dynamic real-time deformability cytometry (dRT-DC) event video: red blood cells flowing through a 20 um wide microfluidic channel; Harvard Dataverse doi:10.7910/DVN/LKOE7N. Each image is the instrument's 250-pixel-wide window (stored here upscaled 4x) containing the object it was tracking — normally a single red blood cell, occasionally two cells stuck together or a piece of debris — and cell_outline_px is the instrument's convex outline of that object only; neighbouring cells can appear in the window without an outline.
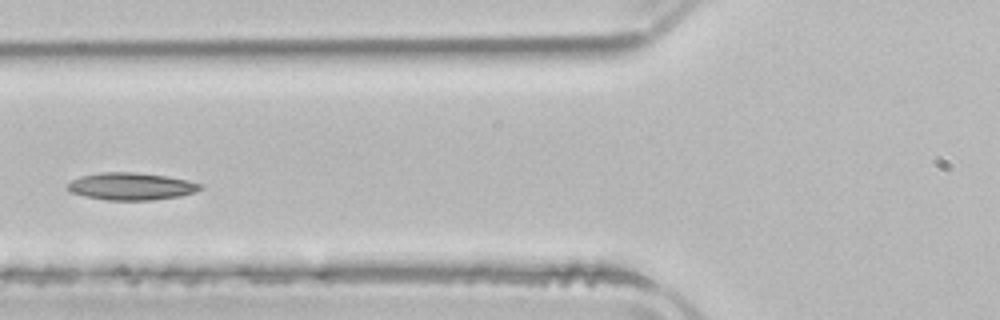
{"species": "common noctule bat (a hibernating species)", "species_latin": "Nyctalus noctula", "temperature_condition": "room temperature", "stored_images_in_passage": 3, "camera_frame_rate_fps": 3000, "um_per_image_px": 0.085, "animal": {"sex": "male", "body_mass_g": 21.5, "forearm_length_mm": 52.0}, "frame": {"image": 1, "passage_image": 3, "time_ms": 3.0, "image_size_px": [1000, 320], "cell_outline_px": [[204, 188], [196, 192], [180, 196], [152, 200], [108, 200], [84, 196], [72, 192], [68, 188], [68, 184], [72, 180], [84, 176], [104, 172], [136, 172], [164, 176], [188, 180], [204, 184]], "centroid_in_image_um": [11.23, 15.84], "position_along_channel_um": 114.6, "area_um2": 20.98}}